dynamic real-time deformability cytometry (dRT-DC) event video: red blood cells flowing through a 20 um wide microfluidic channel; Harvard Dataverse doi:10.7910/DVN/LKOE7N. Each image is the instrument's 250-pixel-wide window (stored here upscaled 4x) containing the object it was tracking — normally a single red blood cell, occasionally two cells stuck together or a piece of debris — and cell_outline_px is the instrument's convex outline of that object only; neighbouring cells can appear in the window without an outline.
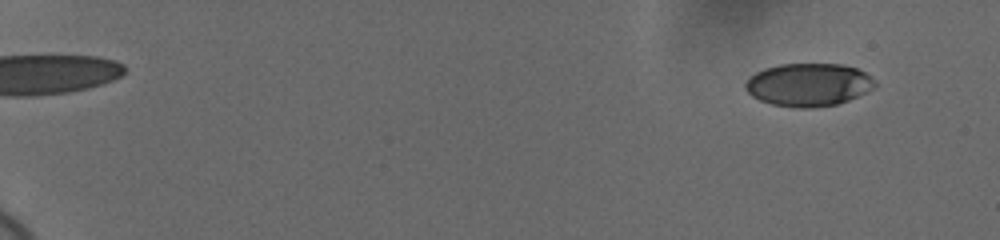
{"species": "human", "species_latin": "Homo sapiens", "temperature_condition": "cold", "stored_images_in_passage": 55, "camera_frame_rate_fps": 3000, "um_per_image_px": 0.085, "donor": {"sex": "female"}, "frame": {"image": 1, "passage_image": 1, "time_ms": 0.0, "image_size_px": [1000, 240], "cell_outline_px": [[876, 88], [848, 100], [836, 104], [808, 108], [796, 108], [772, 104], [760, 100], [752, 96], [744, 88], [744, 84], [756, 72], [764, 68], [780, 64], [844, 64], [856, 68], [864, 72], [876, 80]], "centroid_in_image_um": [68.74, 7.2], "position_along_channel_um": 16.3, "area_um2": 32.48}}
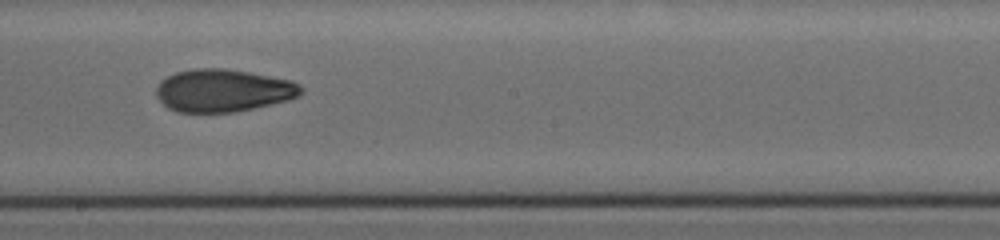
{"frame": {"image": 2, "passage_image": 33, "time_ms": 10.667, "image_size_px": [1000, 240], "cell_outline_px": [[304, 88], [300, 96], [288, 100], [236, 112], [176, 112], [168, 108], [156, 96], [156, 88], [160, 80], [176, 72], [196, 68], [224, 68], [248, 72], [292, 80], [300, 84]], "centroid_in_image_um": [18.97, 7.69], "position_along_channel_um": 229.2, "area_um2": 36.13}}
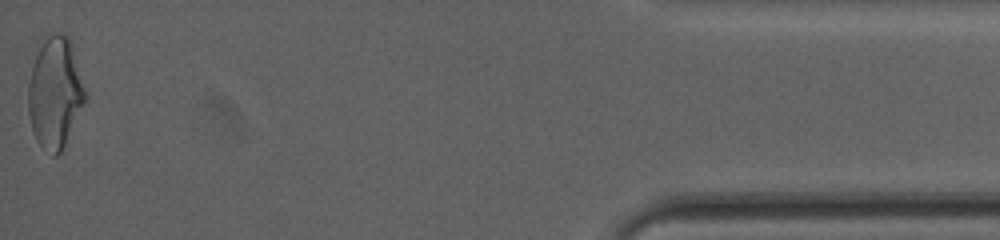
{"frame": {"image": 3, "passage_image": 55, "time_ms": 18.0, "image_size_px": [1000, 240], "cell_outline_px": [[88, 96], [60, 152], [56, 156], [52, 156], [36, 140], [32, 128], [28, 112], [28, 84], [36, 44], [52, 32], [60, 32], [68, 36], [72, 44]], "centroid_in_image_um": [4.66, 7.79], "position_along_channel_um": 430.5, "area_um2": 37.34}, "authors_computed_cell_mechanics": {"area_um2": 34.969, "velocity_mm_per_s": 3.6871, "shape_relaxation_time_tau1_ms": 6.1776, "shape_relaxation_time_tau2_ms": 3.2701, "deformation_change_tau1": 0.1649, "deformation_change_tau2": 0.0944}}